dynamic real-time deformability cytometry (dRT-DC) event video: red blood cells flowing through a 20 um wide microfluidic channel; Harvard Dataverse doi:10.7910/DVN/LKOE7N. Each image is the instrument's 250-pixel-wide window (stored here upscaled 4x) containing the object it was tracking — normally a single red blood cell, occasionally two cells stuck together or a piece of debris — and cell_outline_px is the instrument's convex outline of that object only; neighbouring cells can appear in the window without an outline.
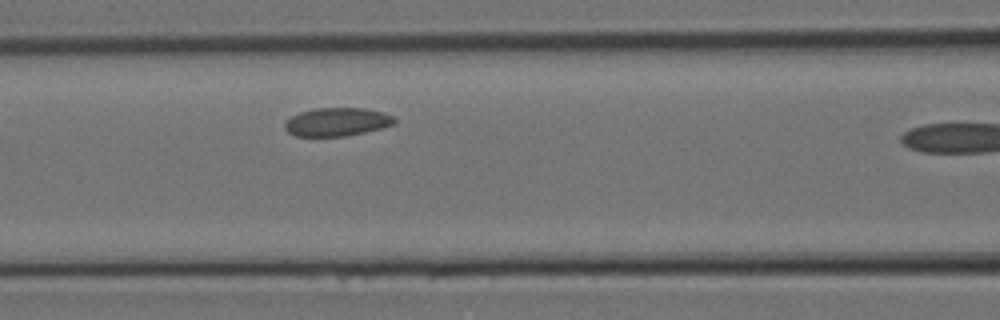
{"species": "Egyptian fruit bat (a non-hibernating species)", "species_latin": "Rousettus aegyptiacus", "temperature_condition": "room temperature", "stored_images_in_passage": 7, "camera_frame_rate_fps": 3000, "um_per_image_px": 0.085, "animal": {"sex": "female"}, "frame": {"image": 1, "passage_image": 6, "time_ms": 1.667, "image_size_px": [1000, 320], "cell_outline_px": [[396, 124], [384, 128], [344, 136], [296, 136], [288, 132], [284, 128], [284, 124], [292, 116], [300, 112], [316, 108], [364, 108], [384, 112], [392, 116], [396, 120]], "centroid_in_image_um": [28.68, 10.36], "position_along_channel_um": 137.9, "area_um2": 18.15}}